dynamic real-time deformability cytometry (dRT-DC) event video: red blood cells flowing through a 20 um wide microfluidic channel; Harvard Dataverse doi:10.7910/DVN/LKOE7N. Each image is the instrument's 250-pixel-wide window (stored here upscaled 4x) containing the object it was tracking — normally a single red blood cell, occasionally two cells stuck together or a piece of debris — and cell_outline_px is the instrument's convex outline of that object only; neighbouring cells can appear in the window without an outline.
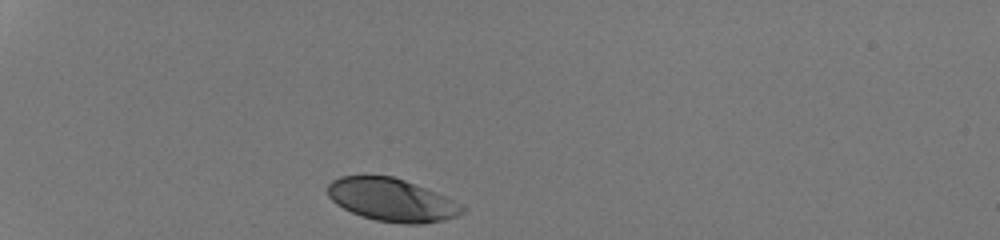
{"species": "human", "species_latin": "Homo sapiens", "temperature_condition": "room temperature", "stored_images_in_passage": 30, "camera_frame_rate_fps": 3000, "um_per_image_px": 0.085, "donor": {"sex": "male"}, "frame": {"image": 1, "passage_image": 1, "time_ms": 0.0, "image_size_px": [1000, 240], "cell_outline_px": [[464, 212], [456, 216], [444, 220], [420, 224], [404, 224], [376, 220], [360, 216], [336, 204], [328, 196], [328, 184], [332, 180], [340, 176], [392, 176], [404, 180], [436, 192], [460, 204], [464, 208]], "centroid_in_image_um": [33.28, 17.0], "position_along_channel_um": 51.7, "area_um2": 33.35}}
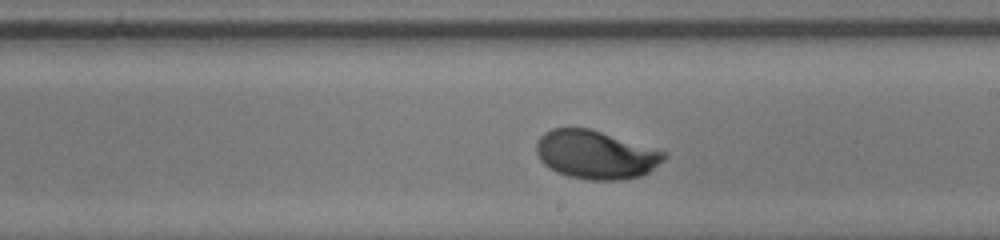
{"frame": {"image": 2, "passage_image": 18, "time_ms": 5.667, "image_size_px": [1000, 240], "cell_outline_px": [[668, 156], [664, 160], [648, 172], [640, 176], [620, 180], [588, 180], [568, 176], [556, 172], [544, 164], [540, 160], [536, 152], [536, 140], [544, 132], [552, 128], [588, 128], [668, 152]], "centroid_in_image_um": [50.63, 13.15], "position_along_channel_um": 238.4, "area_um2": 36.13}}
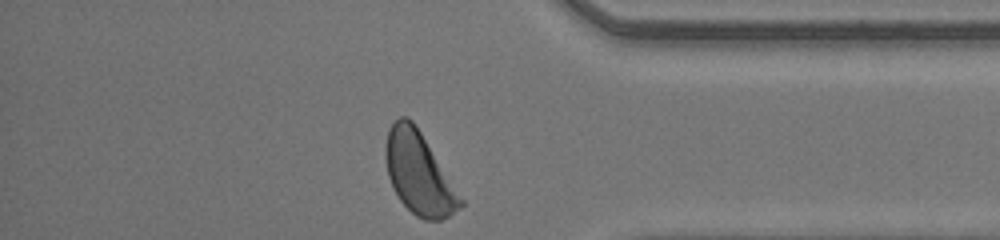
{"frame": {"image": 3, "passage_image": 30, "time_ms": 9.667, "image_size_px": [1000, 240], "cell_outline_px": [[464, 204], [460, 208], [448, 216], [440, 220], [424, 220], [416, 216], [400, 200], [392, 188], [388, 176], [384, 156], [384, 148], [388, 128], [400, 116], [408, 116], [412, 120], [420, 132], [464, 200]], "centroid_in_image_um": [35.58, 14.73], "position_along_channel_um": 399.6, "area_um2": 35.55}, "authors_computed_cell_mechanics": {"area_um2": 35.4603, "velocity_mm_per_s": 4.2044, "shape_relaxation_time_tau1_ms": 2.0129, "shape_relaxation_time_tau2_ms": null, "deformation_change_tau1": 0.1349, "deformation_change_tau2": null}}